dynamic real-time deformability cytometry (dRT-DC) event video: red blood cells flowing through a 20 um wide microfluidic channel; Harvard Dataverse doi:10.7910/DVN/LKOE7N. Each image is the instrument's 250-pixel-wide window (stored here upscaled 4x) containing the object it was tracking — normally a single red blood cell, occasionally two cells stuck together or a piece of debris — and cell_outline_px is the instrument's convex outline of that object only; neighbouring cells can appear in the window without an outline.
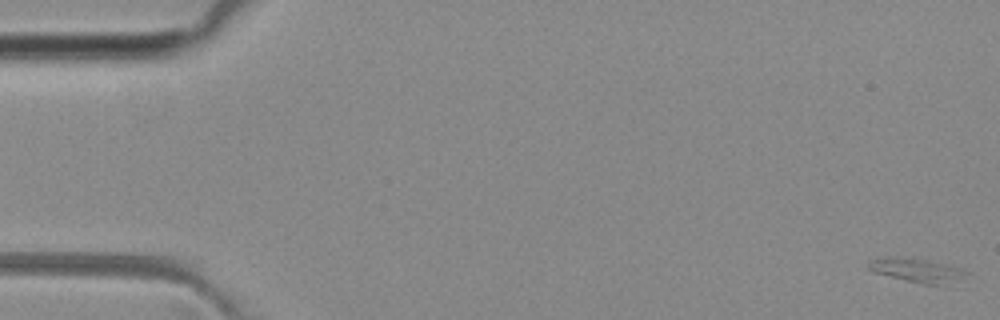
{"species": "common noctule bat (a hibernating species)", "species_latin": "Nyctalus noctula", "temperature_condition": "room temperature", "stored_images_in_passage": 17, "camera_frame_rate_fps": 3000, "um_per_image_px": 0.085, "animal": {"sex": "female", "body_mass_g": 29.2, "forearm_length_mm": 56.3}, "frame": {"image": 1, "passage_image": 1, "time_ms": 0.0, "image_size_px": [1000, 320], "cell_outline_px": [[972, 272], [948, 288], [944, 288], [924, 284], [876, 272], [868, 268], [868, 264], [872, 260], [928, 260], [948, 264], [964, 268]], "centroid_in_image_um": [78.3, 23.08], "position_along_channel_um": 6.7, "area_um2": 13.24}}